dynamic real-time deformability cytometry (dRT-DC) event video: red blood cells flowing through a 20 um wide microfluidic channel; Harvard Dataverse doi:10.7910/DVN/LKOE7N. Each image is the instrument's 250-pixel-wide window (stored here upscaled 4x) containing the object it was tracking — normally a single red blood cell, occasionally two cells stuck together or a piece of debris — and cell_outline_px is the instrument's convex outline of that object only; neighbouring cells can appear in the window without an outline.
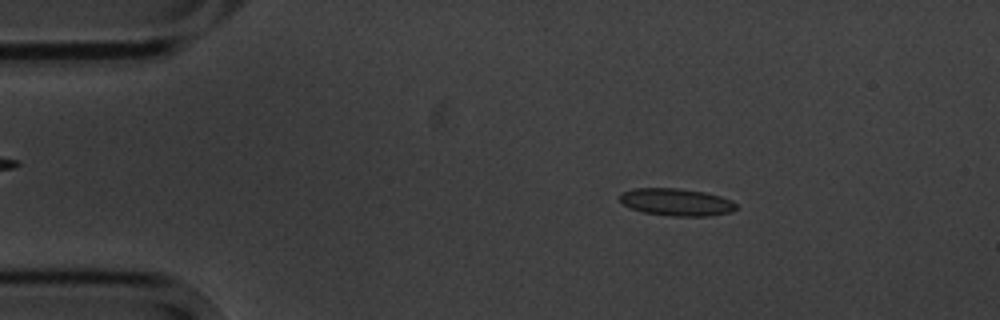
{"species": "common noctule bat (a hibernating species)", "species_latin": "Nyctalus noctula", "temperature_condition": "cold", "stored_images_in_passage": 4, "camera_frame_rate_fps": 3000, "um_per_image_px": 0.085, "animal": {"sex": "male", "body_mass_g": 20.1, "forearm_length_mm": 53.5}, "frame": {"image": 1, "passage_image": 2, "time_ms": 1.333, "image_size_px": [1000, 320], "cell_outline_px": [[740, 208], [732, 212], [708, 216], [668, 216], [644, 212], [632, 208], [624, 204], [620, 200], [620, 192], [632, 188], [676, 188], [704, 192], [720, 196], [732, 200]], "centroid_in_image_um": [57.52, 17.18], "position_along_channel_um": 27.5, "area_um2": 18.67}}